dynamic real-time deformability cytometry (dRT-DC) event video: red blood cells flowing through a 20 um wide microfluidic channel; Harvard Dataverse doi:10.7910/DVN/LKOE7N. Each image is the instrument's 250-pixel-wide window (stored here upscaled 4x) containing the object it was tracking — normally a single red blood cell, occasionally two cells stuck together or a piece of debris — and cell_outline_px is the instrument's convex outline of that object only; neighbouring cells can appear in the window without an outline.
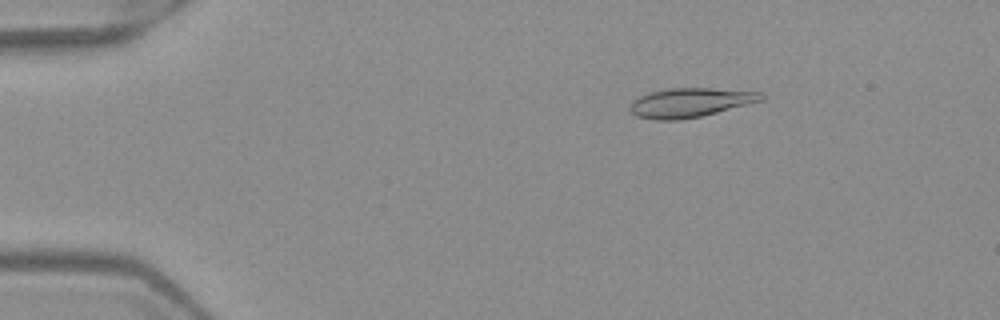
{"species": "Egyptian fruit bat (a non-hibernating species)", "species_latin": "Rousettus aegyptiacus", "temperature_condition": "warm", "stored_images_in_passage": 4, "camera_frame_rate_fps": 3000, "um_per_image_px": 0.085, "frame": {"image": 1, "passage_image": 2, "time_ms": 0.333, "image_size_px": [1000, 320], "cell_outline_px": [[764, 100], [700, 116], [680, 120], [652, 120], [636, 116], [628, 108], [632, 100], [640, 96], [652, 92], [668, 88], [712, 88], [760, 92], [764, 96]], "centroid_in_image_um": [58.63, 8.72], "position_along_channel_um": 26.4, "area_um2": 22.25}}